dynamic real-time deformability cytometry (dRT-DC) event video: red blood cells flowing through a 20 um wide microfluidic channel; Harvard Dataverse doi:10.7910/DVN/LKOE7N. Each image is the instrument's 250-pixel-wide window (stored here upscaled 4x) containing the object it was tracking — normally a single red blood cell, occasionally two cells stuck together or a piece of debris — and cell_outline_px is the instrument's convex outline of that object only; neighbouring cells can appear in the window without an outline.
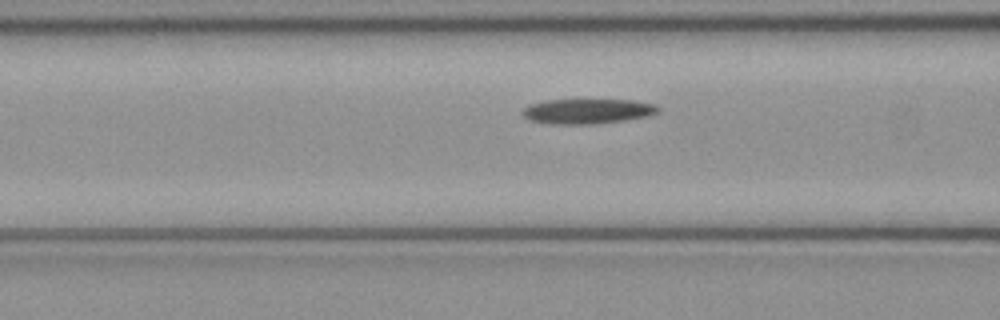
{"species": "common noctule bat (a hibernating species)", "species_latin": "Nyctalus noctula", "temperature_condition": "cold", "stored_images_in_passage": 6, "camera_frame_rate_fps": 3000, "um_per_image_px": 0.085, "animal": {"sex": "female", "body_mass_g": 21.9}, "frame": {"image": 1, "passage_image": 6, "time_ms": 1.667, "image_size_px": [1000, 320], "cell_outline_px": [[660, 112], [648, 116], [628, 120], [596, 124], [548, 124], [528, 120], [520, 112], [528, 104], [548, 100], [632, 100], [656, 104], [660, 108]], "centroid_in_image_um": [49.94, 9.46], "position_along_channel_um": 116.7, "area_um2": 20.06}}